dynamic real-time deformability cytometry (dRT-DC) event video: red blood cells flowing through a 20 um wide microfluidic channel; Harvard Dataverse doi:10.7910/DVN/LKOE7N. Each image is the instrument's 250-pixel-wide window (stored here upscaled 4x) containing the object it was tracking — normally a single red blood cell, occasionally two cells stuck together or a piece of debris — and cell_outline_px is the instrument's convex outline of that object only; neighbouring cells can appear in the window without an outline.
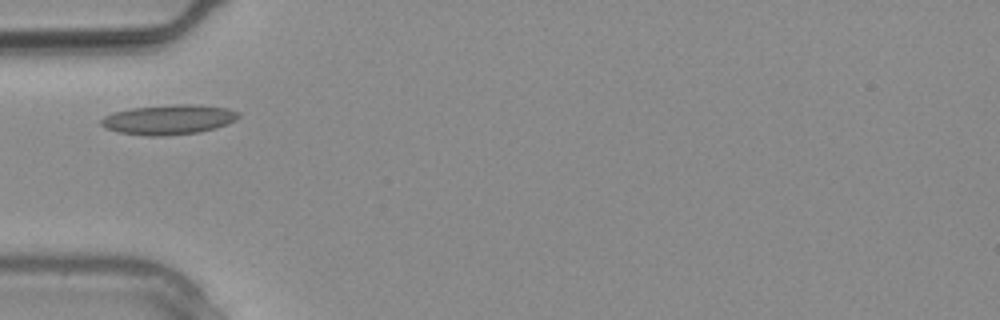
{"species": "common noctule bat (a hibernating species)", "species_latin": "Nyctalus noctula", "temperature_condition": "warm", "stored_images_in_passage": 2, "camera_frame_rate_fps": 3000, "um_per_image_px": 0.085, "animal": {"sex": "male", "body_mass_g": 20.4}, "frame": {"image": 1, "passage_image": 2, "time_ms": 0.333, "image_size_px": [1000, 320], "cell_outline_px": [[240, 116], [236, 120], [228, 124], [216, 128], [200, 132], [164, 136], [148, 136], [116, 132], [104, 128], [100, 124], [100, 120], [104, 116], [116, 112], [132, 108], [176, 104], [188, 104], [228, 108], [240, 112]], "centroid_in_image_um": [14.35, 10.18], "position_along_channel_um": 70.7, "area_um2": 23.99}}